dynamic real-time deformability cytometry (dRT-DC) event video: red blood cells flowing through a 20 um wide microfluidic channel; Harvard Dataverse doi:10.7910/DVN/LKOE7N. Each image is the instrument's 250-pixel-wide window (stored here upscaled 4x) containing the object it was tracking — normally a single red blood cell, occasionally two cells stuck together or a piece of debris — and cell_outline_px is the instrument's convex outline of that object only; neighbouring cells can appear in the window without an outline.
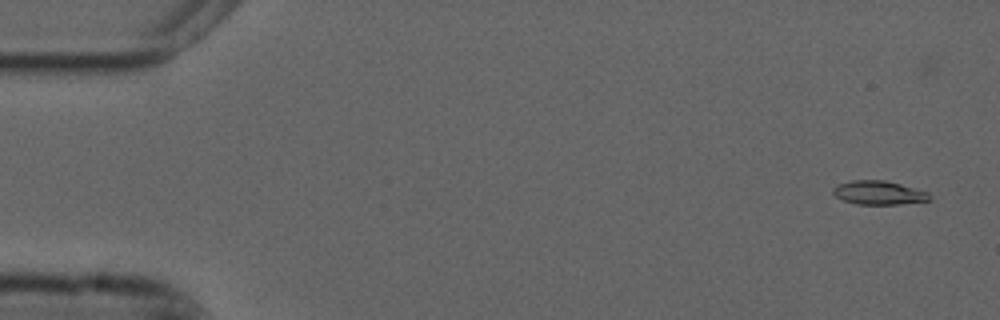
{"species": "common noctule bat (a hibernating species)", "species_latin": "Nyctalus noctula", "temperature_condition": "cold", "stored_images_in_passage": 53, "camera_frame_rate_fps": 3000, "um_per_image_px": 0.085, "animal": {"sex": "male", "forearm_length_mm": 52.5}, "frame": {"image": 1, "passage_image": 1, "time_ms": 0.0, "image_size_px": [1000, 320], "cell_outline_px": [[932, 200], [896, 204], [856, 204], [844, 200], [836, 196], [832, 192], [832, 188], [840, 184], [852, 180], [884, 180], [900, 184], [928, 192], [932, 196]], "centroid_in_image_um": [74.71, 16.38], "position_along_channel_um": 10.3, "area_um2": 13.24}}
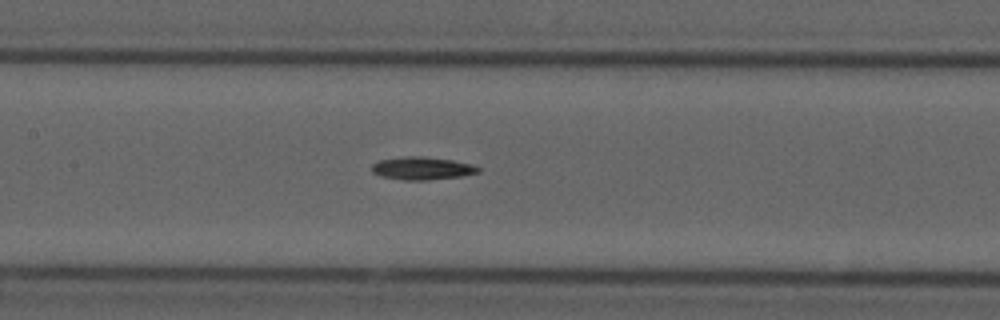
{"frame": {"image": 2, "passage_image": 24, "time_ms": 7.667, "image_size_px": [1000, 320], "cell_outline_px": [[480, 172], [460, 176], [428, 180], [404, 180], [380, 176], [372, 172], [372, 164], [380, 160], [408, 156], [424, 156], [452, 160], [472, 164], [480, 168]], "centroid_in_image_um": [35.88, 14.3], "position_along_channel_um": 171.5, "area_um2": 14.1}}
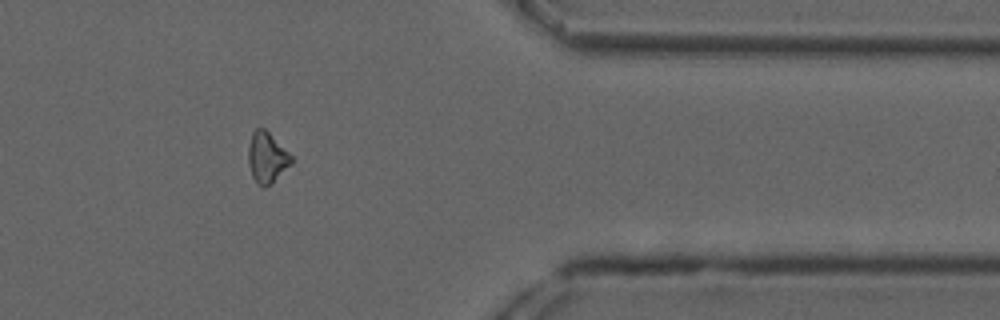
{"frame": {"image": 3, "passage_image": 43, "time_ms": 14.0, "image_size_px": [1000, 320], "cell_outline_px": [[292, 164], [264, 188], [256, 184], [252, 176], [248, 164], [248, 148], [252, 132], [256, 128], [264, 128], [292, 156]], "centroid_in_image_um": [22.66, 13.39], "position_along_channel_um": 388.7, "area_um2": 12.54}}